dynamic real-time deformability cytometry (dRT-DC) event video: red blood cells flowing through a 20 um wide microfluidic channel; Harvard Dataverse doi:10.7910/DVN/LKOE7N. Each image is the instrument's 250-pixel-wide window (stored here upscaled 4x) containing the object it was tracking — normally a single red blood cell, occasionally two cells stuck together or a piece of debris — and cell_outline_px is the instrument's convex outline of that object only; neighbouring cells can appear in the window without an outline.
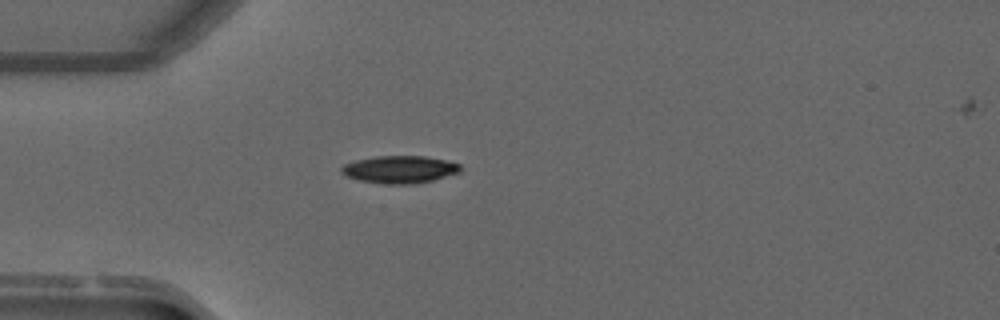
{"species": "common noctule bat (a hibernating species)", "species_latin": "Nyctalus noctula", "temperature_condition": "warm", "stored_images_in_passage": 2, "camera_frame_rate_fps": 3000, "um_per_image_px": 0.085, "animal": {"sex": "male", "forearm_length_mm": 52.5}, "frame": {"image": 1, "passage_image": 1, "time_ms": 0.0, "image_size_px": [1000, 320], "cell_outline_px": [[460, 172], [432, 180], [408, 184], [388, 184], [360, 180], [348, 176], [340, 172], [340, 168], [344, 164], [356, 160], [376, 156], [424, 156], [444, 160], [460, 164]], "centroid_in_image_um": [33.95, 14.39], "position_along_channel_um": 51.0, "area_um2": 18.73}}